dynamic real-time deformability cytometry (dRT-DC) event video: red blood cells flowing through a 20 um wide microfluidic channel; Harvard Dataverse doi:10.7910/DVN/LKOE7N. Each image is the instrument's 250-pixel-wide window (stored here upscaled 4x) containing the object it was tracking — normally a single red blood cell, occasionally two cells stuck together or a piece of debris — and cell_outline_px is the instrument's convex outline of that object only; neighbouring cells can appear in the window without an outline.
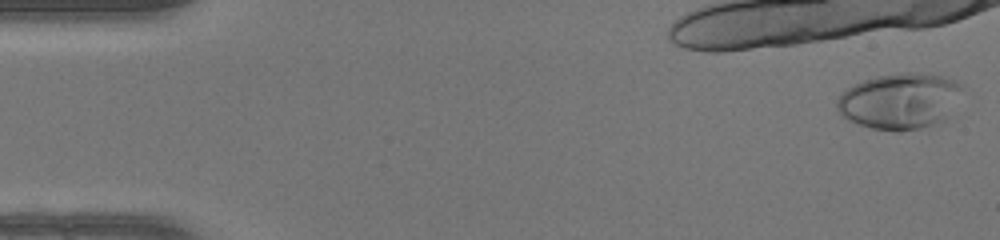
{"species": "human", "species_latin": "Homo sapiens", "temperature_condition": "warm", "stored_images_in_passage": 10, "camera_frame_rate_fps": 3000, "um_per_image_px": 0.085, "donor": {"sex": "female"}, "frame": {"image": 1, "passage_image": 1, "time_ms": 0.0, "image_size_px": [1000, 240], "cell_outline_px": [[960, 88], [944, 120], [920, 128], [900, 132], [896, 132], [872, 128], [848, 120], [836, 108], [836, 100], [848, 88], [864, 80], [876, 76], [904, 72], [912, 72], [944, 76], [956, 80], [960, 84]], "centroid_in_image_um": [76.42, 8.59], "position_along_channel_um": 8.6, "area_um2": 40.06}}